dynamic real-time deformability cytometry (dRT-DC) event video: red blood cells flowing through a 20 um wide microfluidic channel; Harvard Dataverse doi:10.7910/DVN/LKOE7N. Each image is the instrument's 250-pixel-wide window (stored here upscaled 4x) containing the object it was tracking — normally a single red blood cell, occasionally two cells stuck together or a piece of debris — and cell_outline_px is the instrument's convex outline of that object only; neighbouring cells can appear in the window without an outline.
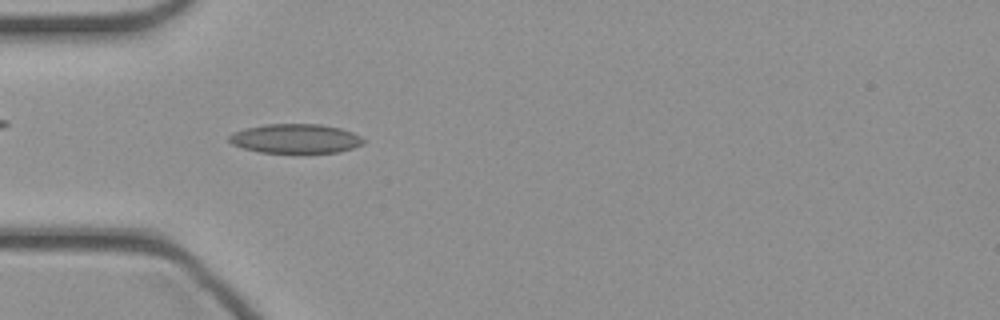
{"species": "common noctule bat (a hibernating species)", "species_latin": "Nyctalus noctula", "temperature_condition": "cold", "stored_images_in_passage": 45, "camera_frame_rate_fps": 3000, "um_per_image_px": 0.085, "animal": {"sex": "female", "body_mass_g": 21.9}, "frame": {"image": 1, "passage_image": 13, "time_ms": 4.0, "image_size_px": [1000, 320], "cell_outline_px": [[368, 140], [364, 144], [340, 152], [300, 156], [260, 152], [244, 148], [232, 144], [228, 140], [228, 136], [232, 132], [244, 128], [264, 124], [320, 124], [340, 128], [352, 132]], "centroid_in_image_um": [25.14, 11.83], "position_along_channel_um": 59.9, "area_um2": 24.16}}
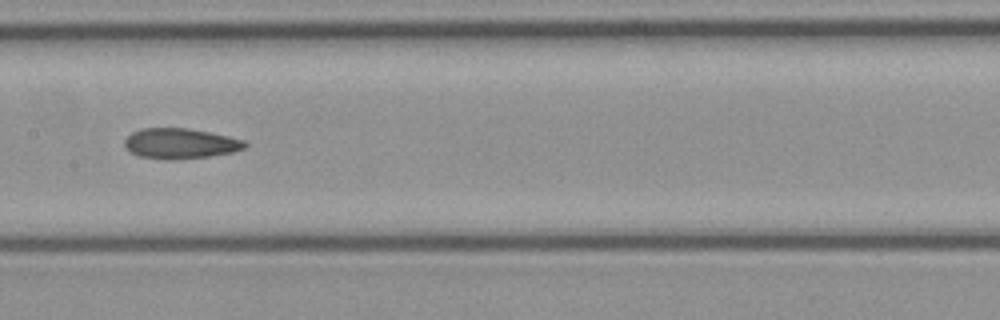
{"frame": {"image": 2, "passage_image": 22, "time_ms": 7.0, "image_size_px": [1000, 320], "cell_outline_px": [[248, 144], [244, 148], [232, 152], [208, 156], [176, 160], [172, 160], [140, 156], [132, 152], [124, 144], [124, 140], [132, 132], [140, 128], [188, 128], [228, 136], [244, 140]], "centroid_in_image_um": [15.33, 12.19], "position_along_channel_um": 192.1, "area_um2": 21.1}}
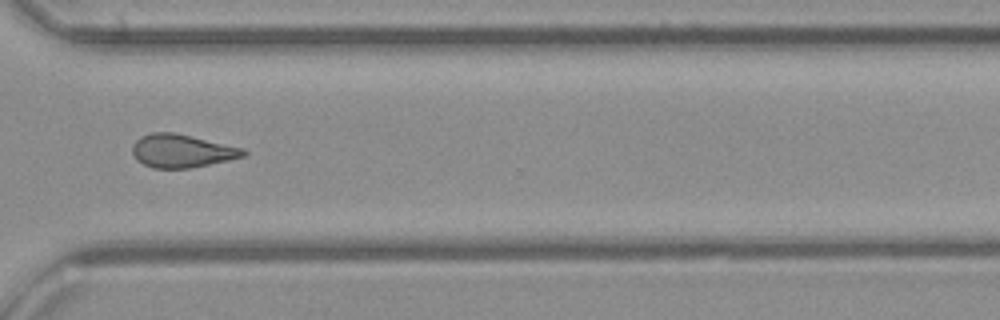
{"frame": {"image": 3, "passage_image": 33, "time_ms": 10.667, "image_size_px": [1000, 320], "cell_outline_px": [[248, 152], [244, 156], [228, 160], [188, 168], [152, 168], [136, 160], [132, 152], [132, 144], [140, 136], [152, 132], [176, 132], [244, 148]], "centroid_in_image_um": [15.43, 12.81], "position_along_channel_um": 355.2, "area_um2": 21.56}}